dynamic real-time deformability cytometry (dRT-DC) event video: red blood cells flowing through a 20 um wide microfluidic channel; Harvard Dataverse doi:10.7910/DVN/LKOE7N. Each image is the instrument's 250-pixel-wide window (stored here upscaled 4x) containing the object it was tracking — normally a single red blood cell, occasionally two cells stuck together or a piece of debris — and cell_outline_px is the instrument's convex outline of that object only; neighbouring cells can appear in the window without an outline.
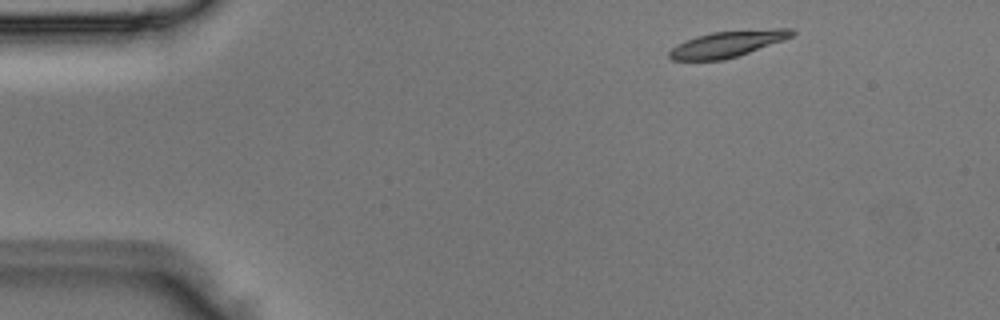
{"species": "Egyptian fruit bat (a non-hibernating species)", "species_latin": "Rousettus aegyptiacus", "temperature_condition": "room temperature", "stored_images_in_passage": 3, "segment_of_instrument_passage": [1, 2], "camera_frame_rate_fps": 3000, "um_per_image_px": 0.085, "animal": {"sex": "male"}, "frame": {"image": 1, "passage_image": 1, "time_ms": 0.0, "image_size_px": [1000, 320], "cell_outline_px": [[796, 32], [792, 36], [748, 52], [724, 60], [672, 60], [668, 56], [668, 52], [672, 48], [696, 36], [712, 32], [776, 28], [792, 28]], "centroid_in_image_um": [61.82, 3.73], "position_along_channel_um": 23.2, "area_um2": 18.26}}